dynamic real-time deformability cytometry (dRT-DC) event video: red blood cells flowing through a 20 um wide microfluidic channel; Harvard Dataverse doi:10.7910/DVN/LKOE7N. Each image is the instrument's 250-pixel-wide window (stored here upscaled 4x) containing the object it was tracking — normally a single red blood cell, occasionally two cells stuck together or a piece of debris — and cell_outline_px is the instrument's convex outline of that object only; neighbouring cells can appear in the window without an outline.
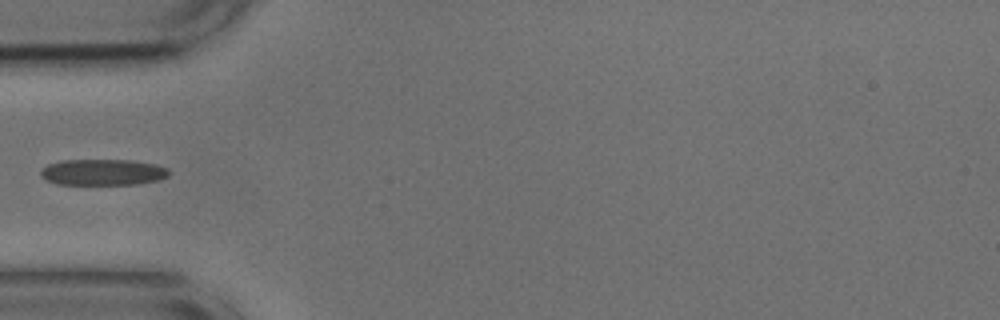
{"species": "common noctule bat (a hibernating species)", "species_latin": "Nyctalus noctula", "temperature_condition": "cold", "stored_images_in_passage": 38, "camera_frame_rate_fps": 3000, "um_per_image_px": 0.085, "animal": {"sex": "male", "body_mass_g": 17.9, "forearm_length_mm": 54.2}, "frame": {"image": 1, "passage_image": 1, "time_ms": 0.0, "image_size_px": [1000, 320], "cell_outline_px": [[168, 176], [160, 180], [136, 184], [56, 184], [44, 180], [40, 176], [40, 168], [48, 164], [60, 160], [132, 160], [156, 164], [168, 168]], "centroid_in_image_um": [8.7, 14.63], "position_along_channel_um": 76.3, "area_um2": 19.77}}
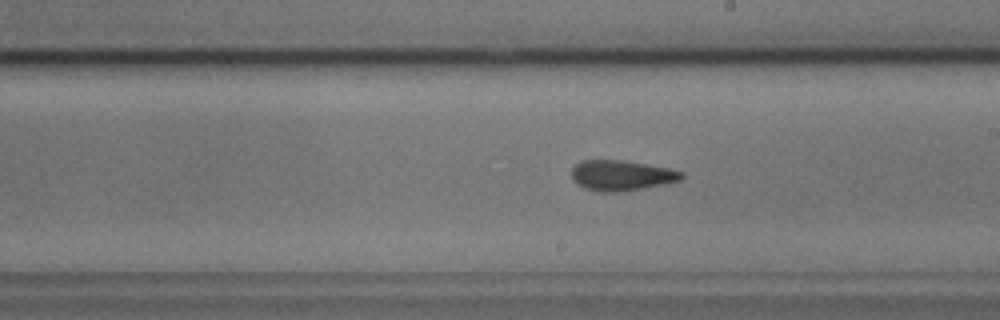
{"frame": {"image": 2, "passage_image": 14, "time_ms": 4.333, "image_size_px": [1000, 320], "cell_outline_px": [[684, 176], [680, 180], [664, 184], [616, 192], [604, 192], [584, 188], [576, 184], [572, 180], [572, 168], [580, 160], [624, 160], [668, 168], [684, 172]], "centroid_in_image_um": [52.79, 14.9], "position_along_channel_um": 236.2, "area_um2": 19.36}}
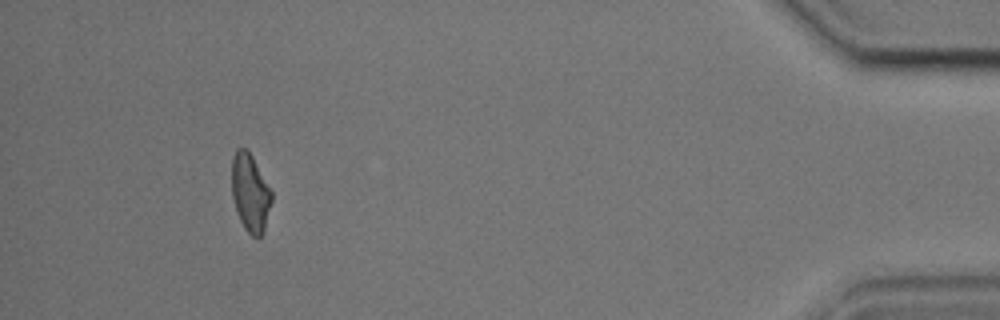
{"frame": {"image": 3, "passage_image": 34, "time_ms": 11.0, "image_size_px": [1000, 320], "cell_outline_px": [[272, 200], [264, 232], [260, 236], [252, 236], [244, 228], [236, 212], [232, 196], [232, 156], [236, 148], [248, 148], [272, 192]], "centroid_in_image_um": [21.26, 16.36], "position_along_channel_um": 413.9, "area_um2": 18.21}}